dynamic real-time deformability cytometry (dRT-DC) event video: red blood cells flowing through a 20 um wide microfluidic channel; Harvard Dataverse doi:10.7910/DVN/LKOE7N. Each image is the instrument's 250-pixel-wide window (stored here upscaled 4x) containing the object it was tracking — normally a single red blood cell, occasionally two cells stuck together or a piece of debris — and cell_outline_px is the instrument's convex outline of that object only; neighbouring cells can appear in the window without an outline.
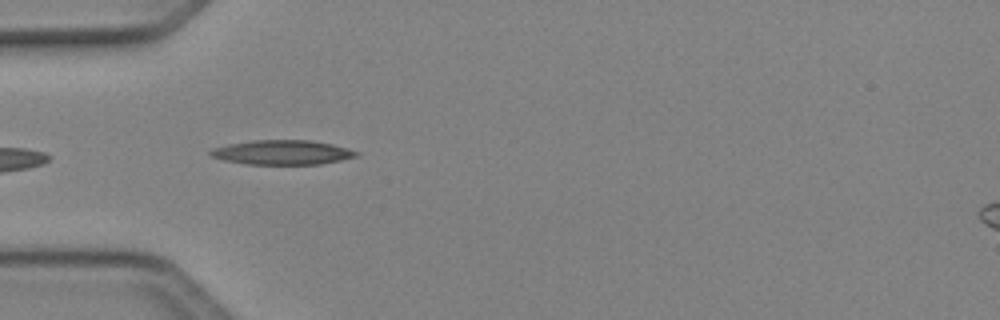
{"species": "Egyptian fruit bat (a non-hibernating species)", "species_latin": "Rousettus aegyptiacus", "temperature_condition": "cold", "stored_images_in_passage": 17, "camera_frame_rate_fps": 3000, "um_per_image_px": 0.085, "animal": {"sex": "female"}, "frame": {"image": 1, "passage_image": 2, "time_ms": 0.333, "image_size_px": [1000, 320], "cell_outline_px": [[360, 152], [356, 156], [340, 160], [320, 164], [248, 164], [224, 160], [212, 156], [208, 152], [212, 148], [228, 144], [252, 140], [312, 140], [332, 144]], "centroid_in_image_um": [23.98, 12.94], "position_along_channel_um": 61.0, "area_um2": 20.69}}
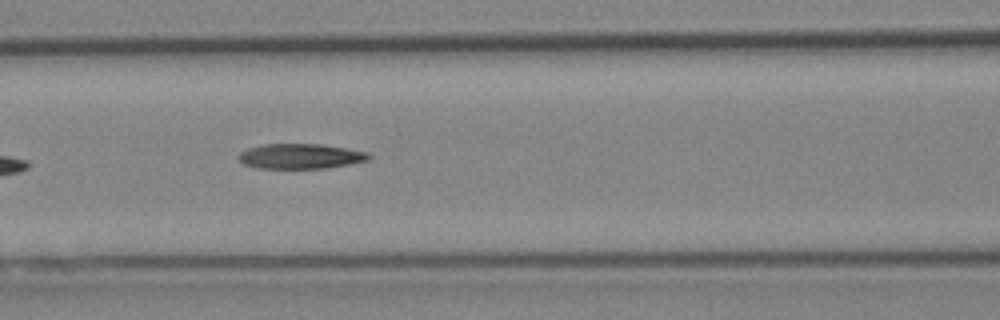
{"frame": {"image": 2, "passage_image": 8, "time_ms": 2.333, "image_size_px": [1000, 320], "cell_outline_px": [[372, 156], [368, 160], [352, 164], [324, 168], [256, 168], [244, 164], [236, 156], [240, 152], [248, 148], [264, 144], [320, 144], [368, 152]], "centroid_in_image_um": [25.53, 13.28], "position_along_channel_um": 141.1, "area_um2": 19.02}}
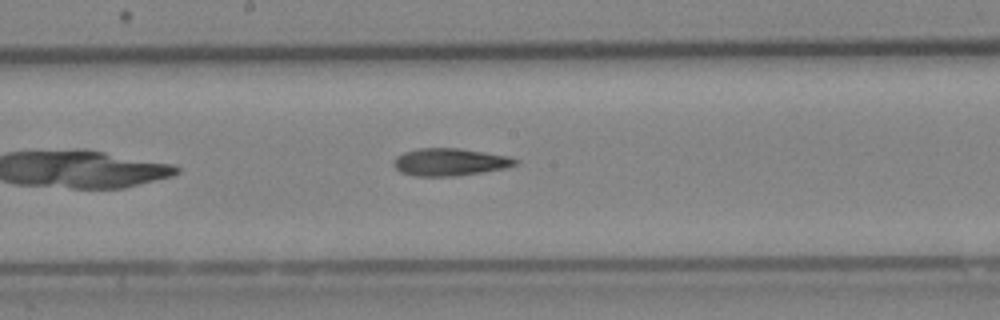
{"frame": {"image": 3, "passage_image": 13, "time_ms": 4.0, "image_size_px": [1000, 320], "cell_outline_px": [[520, 160], [516, 164], [504, 168], [456, 176], [416, 176], [400, 172], [396, 168], [396, 156], [404, 152], [420, 148], [456, 148], [484, 152], [508, 156]], "centroid_in_image_um": [38.25, 13.77], "position_along_channel_um": 210.0, "area_um2": 19.13}}